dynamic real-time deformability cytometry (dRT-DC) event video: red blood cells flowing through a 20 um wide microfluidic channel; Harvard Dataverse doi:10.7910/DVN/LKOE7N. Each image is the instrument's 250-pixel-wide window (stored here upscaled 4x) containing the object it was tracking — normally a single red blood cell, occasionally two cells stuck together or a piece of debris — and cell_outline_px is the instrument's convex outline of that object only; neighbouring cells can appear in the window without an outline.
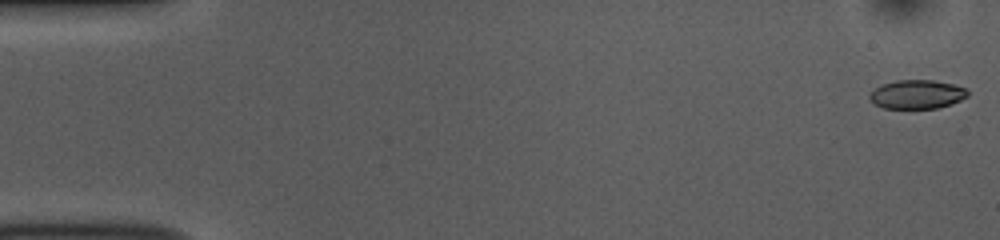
{"species": "common noctule bat (a hibernating species)", "species_latin": "Nyctalus noctula", "temperature_condition": "room temperature", "stored_images_in_passage": 53, "camera_frame_rate_fps": 3000, "um_per_image_px": 0.085, "animal": {"sex": "female", "body_mass_g": 10.0, "forearm_length_mm": 53.1}, "frame": {"image": 1, "passage_image": 1, "time_ms": 0.0, "image_size_px": [1000, 240], "cell_outline_px": [[968, 96], [952, 104], [936, 108], [884, 108], [876, 104], [868, 96], [880, 84], [896, 80], [932, 80], [952, 84], [968, 88]], "centroid_in_image_um": [77.97, 8.01], "position_along_channel_um": 7.0, "area_um2": 16.42}}
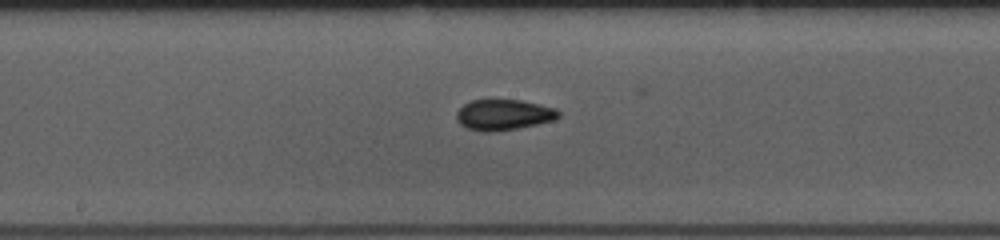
{"frame": {"image": 2, "passage_image": 27, "time_ms": 8.667, "image_size_px": [1000, 240], "cell_outline_px": [[560, 116], [552, 120], [536, 124], [516, 128], [488, 132], [484, 132], [468, 128], [460, 124], [456, 120], [456, 112], [464, 104], [472, 100], [520, 100], [540, 104], [556, 108], [560, 112]], "centroid_in_image_um": [42.79, 9.74], "position_along_channel_um": 205.4, "area_um2": 18.09}}
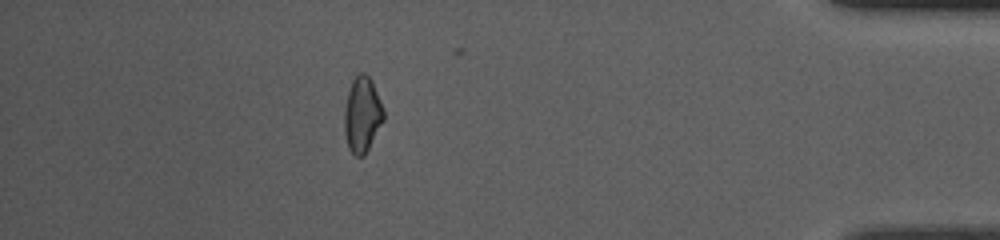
{"frame": {"image": 3, "passage_image": 46, "time_ms": 15.0, "image_size_px": [1000, 240], "cell_outline_px": [[384, 120], [364, 156], [356, 156], [348, 148], [344, 132], [344, 108], [348, 92], [352, 80], [360, 72], [364, 72], [372, 80], [384, 108]], "centroid_in_image_um": [30.79, 9.73], "position_along_channel_um": 404.4, "area_um2": 17.4}, "authors_computed_cell_mechanics": {"area_um2": 17.4556, "velocity_mm_per_s": 3.8629, "shape_relaxation_time_tau1_ms": null, "shape_relaxation_time_tau2_ms": 3.3086, "deformation_change_tau1": null, "deformation_change_tau2": 0.0848}}